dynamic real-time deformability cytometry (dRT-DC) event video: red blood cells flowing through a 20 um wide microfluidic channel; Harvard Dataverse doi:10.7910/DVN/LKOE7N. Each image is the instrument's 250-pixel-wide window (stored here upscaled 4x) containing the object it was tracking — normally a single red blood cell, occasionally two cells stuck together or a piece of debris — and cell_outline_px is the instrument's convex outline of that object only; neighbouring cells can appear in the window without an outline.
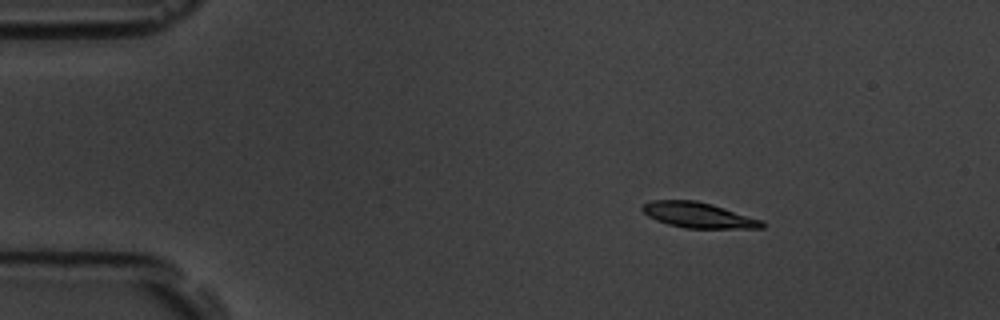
{"species": "common noctule bat (a hibernating species)", "species_latin": "Nyctalus noctula", "temperature_condition": "room temperature", "stored_images_in_passage": 5, "camera_frame_rate_fps": 3000, "um_per_image_px": 0.085, "animal": {"sex": "male", "body_mass_g": 19.5, "forearm_length_mm": 54.6}, "frame": {"image": 1, "passage_image": 2, "time_ms": 1.333, "image_size_px": [1000, 320], "cell_outline_px": [[764, 228], [684, 228], [668, 224], [656, 220], [648, 216], [640, 208], [644, 204], [652, 200], [696, 200], [712, 204], [764, 220]], "centroid_in_image_um": [59.37, 18.28], "position_along_channel_um": 25.6, "area_um2": 17.8}}